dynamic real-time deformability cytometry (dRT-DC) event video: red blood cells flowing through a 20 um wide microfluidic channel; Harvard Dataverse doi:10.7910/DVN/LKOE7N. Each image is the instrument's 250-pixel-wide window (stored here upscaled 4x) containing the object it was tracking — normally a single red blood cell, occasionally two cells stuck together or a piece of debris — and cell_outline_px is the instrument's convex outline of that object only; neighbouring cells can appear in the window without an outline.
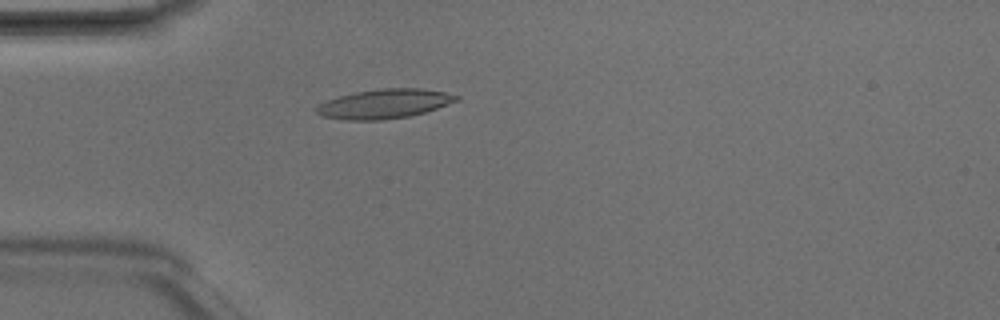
{"species": "Egyptian fruit bat (a non-hibernating species)", "species_latin": "Rousettus aegyptiacus", "temperature_condition": "room temperature", "stored_images_in_passage": 4, "camera_frame_rate_fps": 3000, "um_per_image_px": 0.085, "animal": {"sex": "male"}, "frame": {"image": 1, "passage_image": 4, "time_ms": 1.0, "image_size_px": [1000, 320], "cell_outline_px": [[460, 100], [424, 112], [408, 116], [380, 120], [344, 120], [320, 116], [316, 112], [316, 108], [320, 104], [328, 100], [340, 96], [356, 92], [380, 88], [420, 88], [444, 92], [460, 96]], "centroid_in_image_um": [32.67, 8.82], "position_along_channel_um": 52.3, "area_um2": 23.76}}